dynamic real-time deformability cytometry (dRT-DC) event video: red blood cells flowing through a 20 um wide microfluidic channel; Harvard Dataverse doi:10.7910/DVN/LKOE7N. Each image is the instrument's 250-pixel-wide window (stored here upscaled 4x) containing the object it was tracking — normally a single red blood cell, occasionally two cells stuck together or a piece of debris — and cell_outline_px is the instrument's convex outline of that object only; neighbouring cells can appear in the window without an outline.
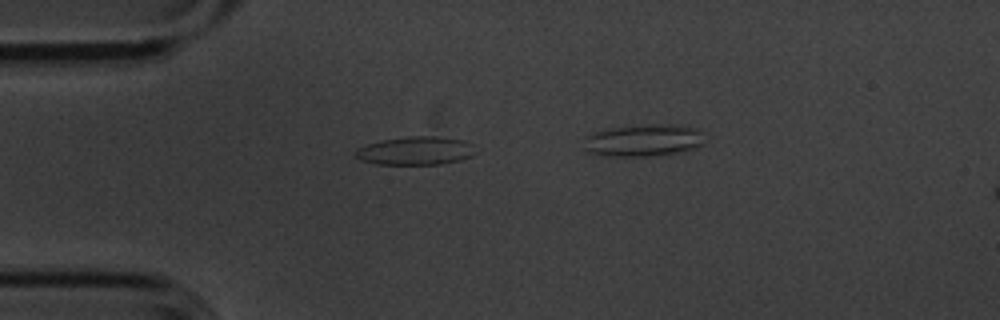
{"species": "common noctule bat (a hibernating species)", "species_latin": "Nyctalus noctula", "temperature_condition": "cold", "stored_images_in_passage": 3, "camera_frame_rate_fps": 3000, "um_per_image_px": 0.085, "animal": {"sex": "male", "body_mass_g": 20.1, "forearm_length_mm": 53.5}, "frame": {"image": 1, "passage_image": 2, "time_ms": 0.333, "image_size_px": [1000, 320], "cell_outline_px": [[476, 152], [472, 156], [460, 160], [440, 164], [376, 164], [360, 160], [356, 156], [356, 148], [380, 140], [408, 136], [436, 136], [464, 140], [472, 144]], "centroid_in_image_um": [35.33, 12.81], "position_along_channel_um": 49.7, "area_um2": 19.88}}